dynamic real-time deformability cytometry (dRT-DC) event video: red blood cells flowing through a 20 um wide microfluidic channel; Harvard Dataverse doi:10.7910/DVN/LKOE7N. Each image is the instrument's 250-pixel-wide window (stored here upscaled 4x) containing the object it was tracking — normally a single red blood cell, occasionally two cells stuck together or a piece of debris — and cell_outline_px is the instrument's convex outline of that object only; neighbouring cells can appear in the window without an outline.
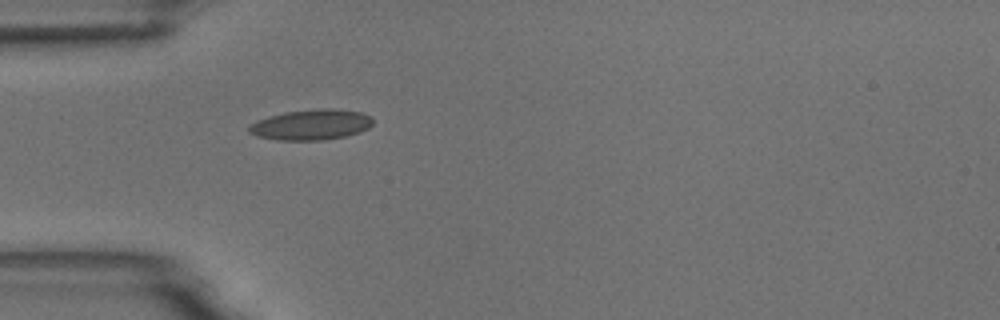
{"species": "common noctule bat (a hibernating species)", "species_latin": "Nyctalus noctula", "temperature_condition": "room temperature", "stored_images_in_passage": 1, "camera_frame_rate_fps": 3000, "um_per_image_px": 0.085, "animal": {"sex": "male", "body_mass_g": 18.8}, "frame": {"image": 1, "passage_image": 1, "time_ms": 0.0, "image_size_px": [1000, 320], "cell_outline_px": [[372, 124], [368, 128], [360, 132], [344, 136], [324, 140], [276, 140], [256, 136], [248, 132], [248, 128], [252, 124], [268, 116], [284, 112], [316, 108], [332, 108], [360, 112], [372, 116]], "centroid_in_image_um": [26.46, 10.59], "position_along_channel_um": 58.5, "area_um2": 22.08}}